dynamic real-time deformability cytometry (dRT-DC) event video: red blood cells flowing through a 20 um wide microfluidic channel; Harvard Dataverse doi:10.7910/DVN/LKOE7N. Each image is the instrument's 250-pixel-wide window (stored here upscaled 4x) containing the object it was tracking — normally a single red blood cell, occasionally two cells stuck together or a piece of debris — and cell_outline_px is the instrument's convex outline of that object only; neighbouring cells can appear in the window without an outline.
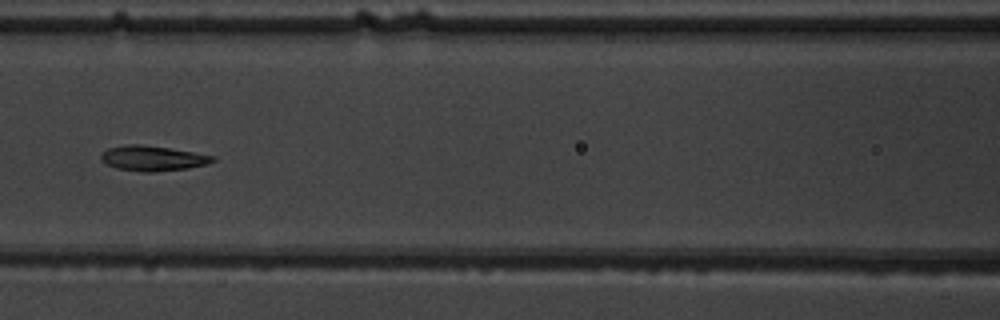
{"species": "common noctule bat (a hibernating species)", "species_latin": "Nyctalus noctula", "temperature_condition": "warm", "stored_images_in_passage": 5, "camera_frame_rate_fps": 3000, "um_per_image_px": 0.085, "animal": {"sex": "male", "body_mass_g": 19.5, "forearm_length_mm": 54.6}, "frame": {"image": 1, "passage_image": 5, "time_ms": 5.333, "image_size_px": [1000, 320], "cell_outline_px": [[216, 160], [208, 164], [188, 168], [152, 172], [140, 172], [116, 168], [108, 164], [100, 156], [108, 148], [124, 144], [140, 144], [168, 148], [216, 156]], "centroid_in_image_um": [13.01, 13.45], "position_along_channel_um": 153.6, "area_um2": 16.24}}